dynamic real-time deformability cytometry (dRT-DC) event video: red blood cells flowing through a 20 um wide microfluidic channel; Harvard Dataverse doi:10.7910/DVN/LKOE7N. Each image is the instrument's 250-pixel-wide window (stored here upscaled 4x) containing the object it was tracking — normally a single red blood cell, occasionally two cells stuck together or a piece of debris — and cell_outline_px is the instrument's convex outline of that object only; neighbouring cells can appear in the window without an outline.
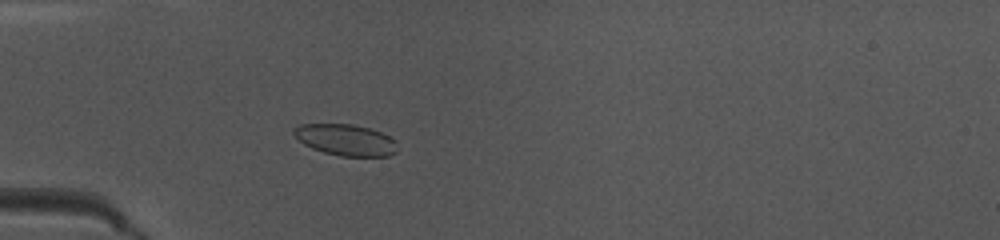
{"species": "common noctule bat (a hibernating species)", "species_latin": "Nyctalus noctula", "temperature_condition": "warm", "stored_images_in_passage": 47, "camera_frame_rate_fps": 3000, "um_per_image_px": 0.085, "animal": {"sex": "female", "body_mass_g": 10.0, "forearm_length_mm": 53.1}, "frame": {"image": 1, "passage_image": 13, "time_ms": 4.0, "image_size_px": [1000, 240], "cell_outline_px": [[396, 152], [388, 156], [340, 156], [324, 152], [312, 148], [304, 144], [292, 132], [292, 128], [300, 124], [352, 124], [368, 128], [380, 132], [396, 140]], "centroid_in_image_um": [29.37, 11.89], "position_along_channel_um": 55.6, "area_um2": 18.79}}
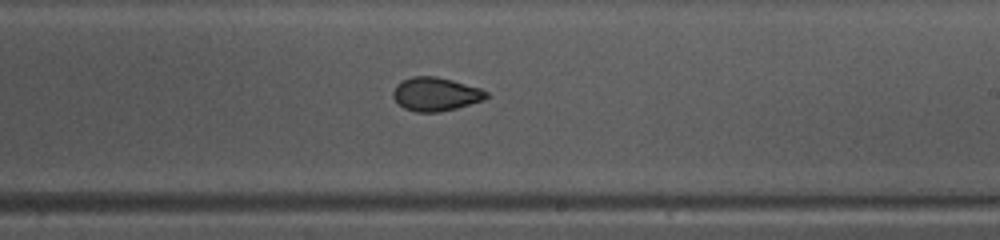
{"frame": {"image": 2, "passage_image": 28, "time_ms": 9.0, "image_size_px": [1000, 240], "cell_outline_px": [[488, 96], [484, 100], [456, 108], [440, 112], [416, 112], [404, 108], [392, 96], [392, 92], [396, 84], [412, 76], [436, 76], [452, 80], [480, 88], [488, 92]], "centroid_in_image_um": [37.03, 8.0], "position_along_channel_um": 252.0, "area_um2": 18.21}}
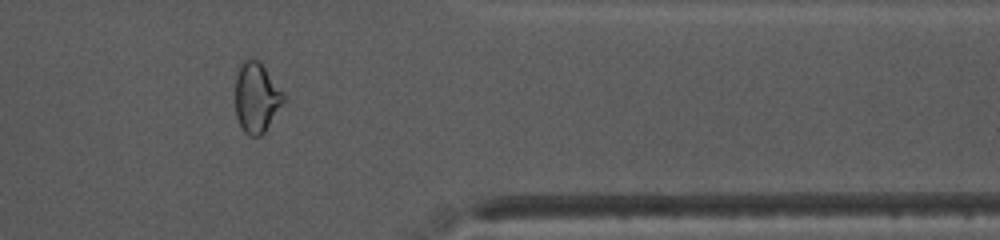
{"frame": {"image": 3, "passage_image": 39, "time_ms": 12.667, "image_size_px": [1000, 240], "cell_outline_px": [[284, 100], [264, 132], [260, 136], [248, 136], [244, 132], [236, 116], [236, 76], [240, 64], [248, 56], [260, 60], [284, 96]], "centroid_in_image_um": [21.76, 8.26], "position_along_channel_um": 389.6, "area_um2": 19.42}, "authors_computed_cell_mechanics": {"area_um2": 19.1318, "velocity_mm_per_s": 4.0541, "shape_relaxation_time_tau1_ms": 7.0433, "shape_relaxation_time_tau2_ms": 1.2444, "deformation_change_tau1": 0.1202, "deformation_change_tau2": 0.0487}}